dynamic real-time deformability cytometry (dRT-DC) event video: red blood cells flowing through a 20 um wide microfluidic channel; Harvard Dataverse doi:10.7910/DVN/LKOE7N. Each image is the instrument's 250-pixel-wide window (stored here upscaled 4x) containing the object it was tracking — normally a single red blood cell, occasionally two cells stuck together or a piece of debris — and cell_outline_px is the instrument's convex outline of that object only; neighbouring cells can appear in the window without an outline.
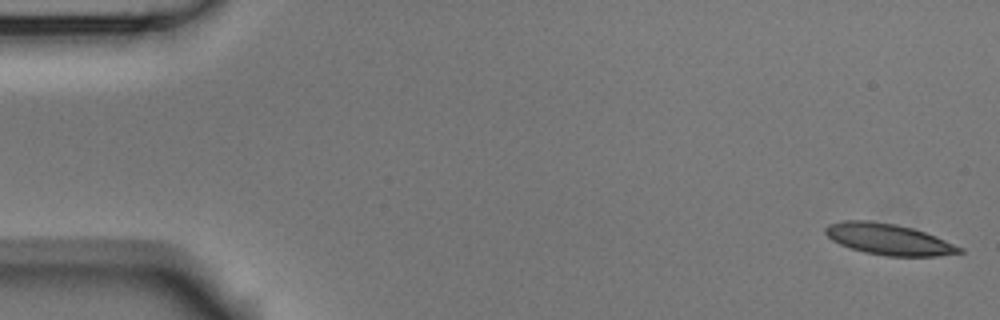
{"species": "Egyptian fruit bat (a non-hibernating species)", "species_latin": "Rousettus aegyptiacus", "temperature_condition": "room temperature", "stored_images_in_passage": 5, "segment_of_instrument_passage": [2, 2], "camera_frame_rate_fps": 3000, "um_per_image_px": 0.085, "animal": {"sex": "male"}, "frame": {"image": 1, "passage_image": 5, "time_ms": 1.333, "image_size_px": [1000, 320], "cell_outline_px": [[964, 252], [936, 256], [884, 256], [864, 252], [840, 244], [832, 240], [824, 232], [824, 228], [828, 224], [844, 220], [868, 220], [896, 224], [912, 228], [936, 236], [964, 248]], "centroid_in_image_um": [75.53, 20.33], "position_along_channel_um": 9.5, "area_um2": 24.33}}